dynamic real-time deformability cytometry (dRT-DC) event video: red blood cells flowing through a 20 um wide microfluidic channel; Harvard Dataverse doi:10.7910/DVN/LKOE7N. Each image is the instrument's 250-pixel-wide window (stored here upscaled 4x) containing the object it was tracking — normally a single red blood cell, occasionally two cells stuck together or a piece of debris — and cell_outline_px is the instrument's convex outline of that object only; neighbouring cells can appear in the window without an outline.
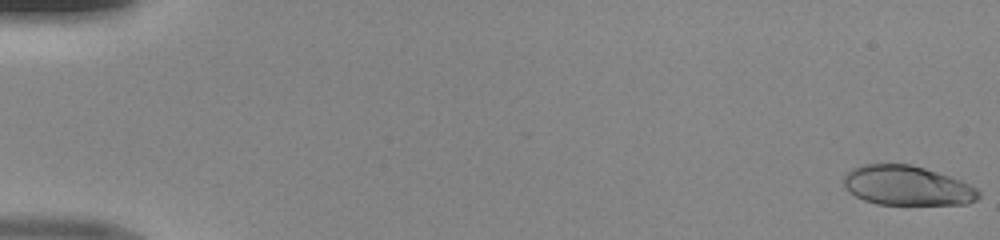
{"species": "human", "species_latin": "Homo sapiens", "temperature_condition": "room temperature", "stored_images_in_passage": 50, "camera_frame_rate_fps": 3000, "um_per_image_px": 0.085, "donor": {"sex": "male"}, "frame": {"image": 1, "passage_image": 1, "time_ms": 0.0, "image_size_px": [1000, 240], "cell_outline_px": [[980, 196], [976, 200], [964, 204], [876, 204], [864, 200], [856, 196], [844, 184], [844, 176], [852, 168], [864, 164], [908, 164], [924, 168], [960, 180], [976, 188], [980, 192]], "centroid_in_image_um": [77.11, 15.78], "position_along_channel_um": 7.9, "area_um2": 30.69}}
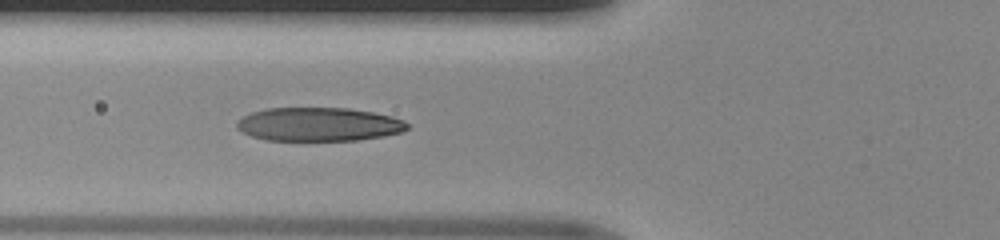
{"frame": {"image": 2, "passage_image": 20, "time_ms": 6.333, "image_size_px": [1000, 240], "cell_outline_px": [[408, 128], [400, 132], [384, 136], [356, 140], [264, 140], [252, 136], [236, 128], [236, 124], [244, 116], [252, 112], [264, 108], [348, 108], [372, 112], [392, 116], [404, 120], [408, 124]], "centroid_in_image_um": [27.1, 10.56], "position_along_channel_um": 98.7, "area_um2": 33.29}}
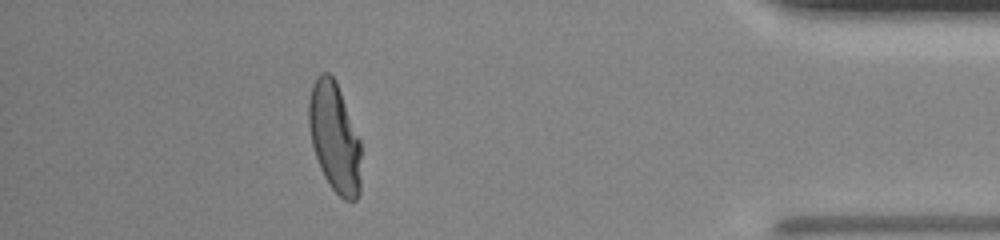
{"frame": {"image": 3, "passage_image": 45, "time_ms": 14.667, "image_size_px": [1000, 240], "cell_outline_px": [[360, 192], [356, 200], [344, 200], [332, 188], [324, 176], [320, 168], [312, 144], [308, 124], [308, 100], [312, 84], [316, 76], [320, 72], [328, 72], [336, 80], [360, 136]], "centroid_in_image_um": [28.44, 11.63], "position_along_channel_um": 406.8, "area_um2": 33.81}}